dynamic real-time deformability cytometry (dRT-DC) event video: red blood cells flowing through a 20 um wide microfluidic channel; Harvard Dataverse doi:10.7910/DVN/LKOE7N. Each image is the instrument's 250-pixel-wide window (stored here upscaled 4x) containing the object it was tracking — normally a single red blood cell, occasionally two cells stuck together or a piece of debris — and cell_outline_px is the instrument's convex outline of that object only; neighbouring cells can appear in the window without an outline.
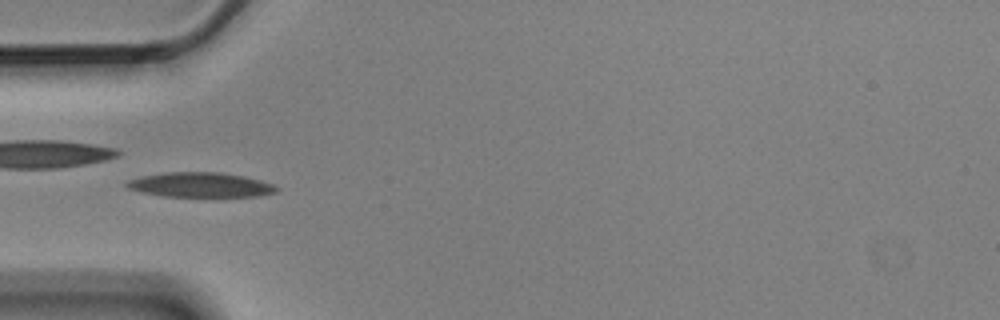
{"species": "Egyptian fruit bat (a non-hibernating species)", "species_latin": "Rousettus aegyptiacus", "temperature_condition": "cold", "stored_images_in_passage": 9, "camera_frame_rate_fps": 3000, "um_per_image_px": 0.085, "animal": {"sex": "male"}, "frame": {"image": 1, "passage_image": 6, "time_ms": 1.667, "image_size_px": [1000, 320], "cell_outline_px": [[280, 188], [276, 192], [260, 196], [160, 196], [140, 192], [128, 188], [124, 184], [128, 180], [140, 176], [168, 172], [220, 172], [244, 176], [260, 180], [272, 184]], "centroid_in_image_um": [17.02, 15.71], "position_along_channel_um": 68.0, "area_um2": 21.62}}
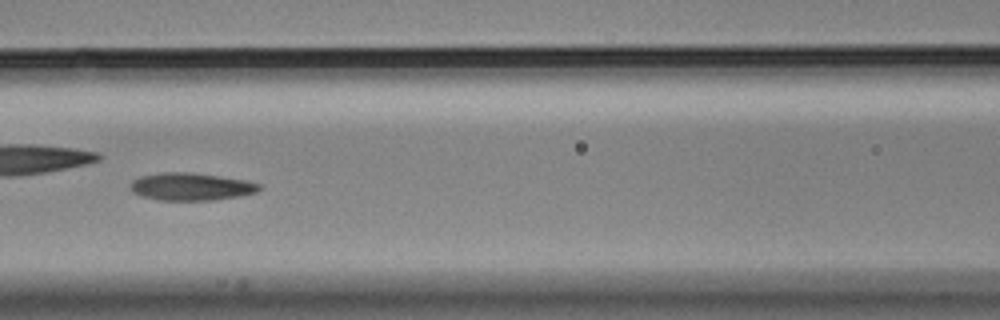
{"frame": {"image": 2, "passage_image": 8, "time_ms": 2.333, "image_size_px": [1000, 320], "cell_outline_px": [[260, 188], [256, 192], [240, 196], [216, 200], [156, 200], [140, 196], [132, 192], [128, 188], [132, 180], [140, 176], [164, 172], [188, 172], [244, 180], [260, 184]], "centroid_in_image_um": [16.16, 15.87], "position_along_channel_um": 150.4, "area_um2": 20.69}}
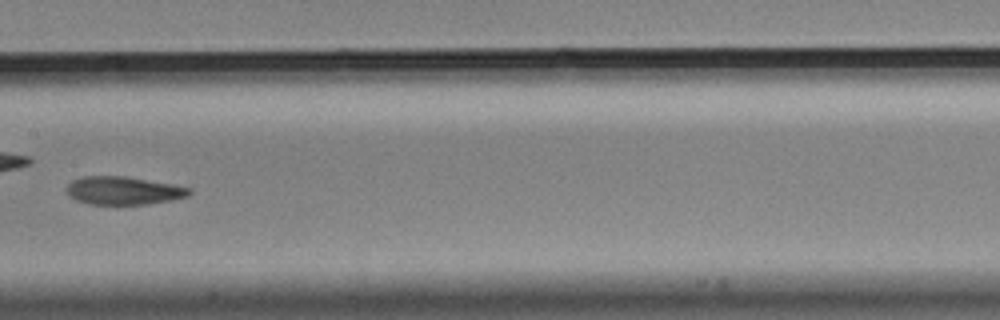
{"frame": {"image": 3, "passage_image": 9, "time_ms": 2.667, "image_size_px": [1000, 320], "cell_outline_px": [[192, 192], [188, 196], [172, 200], [148, 204], [88, 204], [76, 200], [68, 196], [64, 188], [72, 180], [84, 176], [124, 176], [172, 184], [192, 188]], "centroid_in_image_um": [10.47, 16.2], "position_along_channel_um": 196.9, "area_um2": 20.23}}